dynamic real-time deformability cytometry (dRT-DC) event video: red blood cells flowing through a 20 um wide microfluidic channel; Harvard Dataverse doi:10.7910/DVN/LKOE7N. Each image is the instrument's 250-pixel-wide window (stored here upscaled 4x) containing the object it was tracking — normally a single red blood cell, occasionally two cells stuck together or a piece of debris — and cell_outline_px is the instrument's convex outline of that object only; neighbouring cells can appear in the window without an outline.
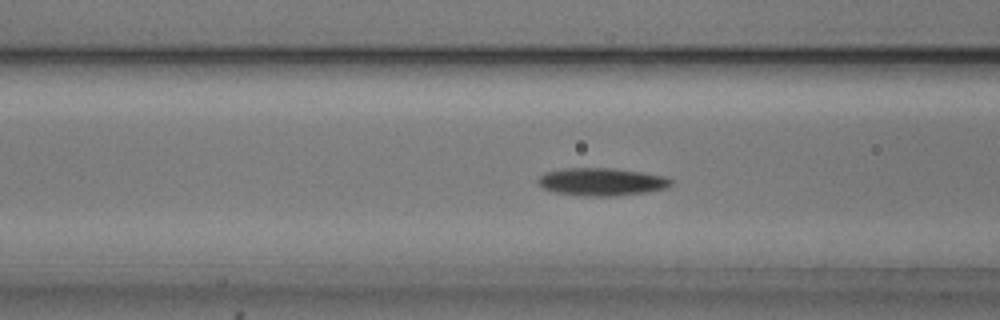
{"species": "common noctule bat (a hibernating species)", "species_latin": "Nyctalus noctula", "temperature_condition": "cold", "stored_images_in_passage": 54, "camera_frame_rate_fps": 3000, "um_per_image_px": 0.085, "animal": {"sex": "male", "body_mass_g": 20.5, "forearm_length_mm": 52.5}, "frame": {"image": 1, "passage_image": 21, "time_ms": 6.667, "image_size_px": [1000, 320], "cell_outline_px": [[672, 184], [668, 188], [644, 192], [616, 196], [584, 196], [556, 192], [544, 188], [536, 184], [536, 180], [544, 172], [564, 168], [612, 168], [640, 172], [664, 176], [672, 180]], "centroid_in_image_um": [51.1, 15.45], "position_along_channel_um": 115.5, "area_um2": 21.5}}
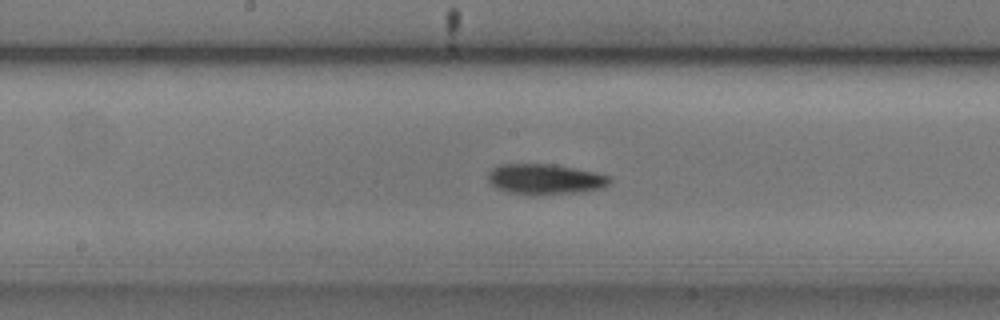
{"frame": {"image": 2, "passage_image": 28, "time_ms": 9.0, "image_size_px": [1000, 320], "cell_outline_px": [[612, 180], [604, 188], [580, 192], [508, 192], [496, 188], [488, 180], [488, 172], [492, 168], [500, 164], [556, 164], [596, 172], [608, 176]], "centroid_in_image_um": [46.35, 15.18], "position_along_channel_um": 201.8, "area_um2": 20.92}}
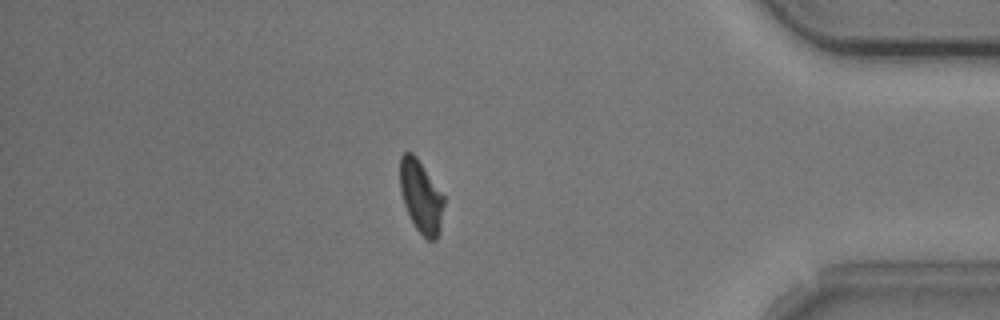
{"frame": {"image": 3, "passage_image": 47, "time_ms": 15.333, "image_size_px": [1000, 320], "cell_outline_px": [[444, 204], [440, 232], [436, 240], [428, 240], [416, 228], [404, 204], [400, 192], [400, 156], [404, 152], [412, 152], [416, 156], [444, 196]], "centroid_in_image_um": [35.78, 16.7], "position_along_channel_um": 399.4, "area_um2": 18.44}, "authors_computed_cell_mechanics": {"area_um2": 19.8254, "velocity_mm_per_s": 3.6876, "shape_relaxation_time_tau1_ms": 4.4878, "shape_relaxation_time_tau2_ms": null, "deformation_change_tau1": 0.1477, "deformation_change_tau2": null}}